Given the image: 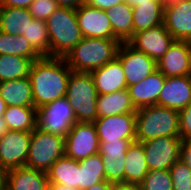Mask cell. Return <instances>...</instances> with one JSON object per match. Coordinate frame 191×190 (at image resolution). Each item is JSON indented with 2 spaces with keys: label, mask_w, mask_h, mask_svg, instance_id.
<instances>
[{
  "label": "cell",
  "mask_w": 191,
  "mask_h": 190,
  "mask_svg": "<svg viewBox=\"0 0 191 190\" xmlns=\"http://www.w3.org/2000/svg\"><path fill=\"white\" fill-rule=\"evenodd\" d=\"M71 72L62 57L41 56L33 61L29 78L34 107L39 109L43 105L65 97Z\"/></svg>",
  "instance_id": "obj_1"
},
{
  "label": "cell",
  "mask_w": 191,
  "mask_h": 190,
  "mask_svg": "<svg viewBox=\"0 0 191 190\" xmlns=\"http://www.w3.org/2000/svg\"><path fill=\"white\" fill-rule=\"evenodd\" d=\"M120 45L117 39L83 37L64 59L72 71L90 73L113 61Z\"/></svg>",
  "instance_id": "obj_2"
},
{
  "label": "cell",
  "mask_w": 191,
  "mask_h": 190,
  "mask_svg": "<svg viewBox=\"0 0 191 190\" xmlns=\"http://www.w3.org/2000/svg\"><path fill=\"white\" fill-rule=\"evenodd\" d=\"M158 137H180L179 111L159 105L136 111V141L145 142Z\"/></svg>",
  "instance_id": "obj_3"
},
{
  "label": "cell",
  "mask_w": 191,
  "mask_h": 190,
  "mask_svg": "<svg viewBox=\"0 0 191 190\" xmlns=\"http://www.w3.org/2000/svg\"><path fill=\"white\" fill-rule=\"evenodd\" d=\"M50 57L64 58L83 38L75 10L58 7L46 20Z\"/></svg>",
  "instance_id": "obj_4"
},
{
  "label": "cell",
  "mask_w": 191,
  "mask_h": 190,
  "mask_svg": "<svg viewBox=\"0 0 191 190\" xmlns=\"http://www.w3.org/2000/svg\"><path fill=\"white\" fill-rule=\"evenodd\" d=\"M98 95L90 73L71 72L65 97L73 108L77 122H94L97 119Z\"/></svg>",
  "instance_id": "obj_5"
},
{
  "label": "cell",
  "mask_w": 191,
  "mask_h": 190,
  "mask_svg": "<svg viewBox=\"0 0 191 190\" xmlns=\"http://www.w3.org/2000/svg\"><path fill=\"white\" fill-rule=\"evenodd\" d=\"M65 155V138L35 128L31 132L26 167L47 172L51 165Z\"/></svg>",
  "instance_id": "obj_6"
},
{
  "label": "cell",
  "mask_w": 191,
  "mask_h": 190,
  "mask_svg": "<svg viewBox=\"0 0 191 190\" xmlns=\"http://www.w3.org/2000/svg\"><path fill=\"white\" fill-rule=\"evenodd\" d=\"M77 122L73 108L66 97L43 105L37 109L36 128L63 138Z\"/></svg>",
  "instance_id": "obj_7"
},
{
  "label": "cell",
  "mask_w": 191,
  "mask_h": 190,
  "mask_svg": "<svg viewBox=\"0 0 191 190\" xmlns=\"http://www.w3.org/2000/svg\"><path fill=\"white\" fill-rule=\"evenodd\" d=\"M141 143L149 171L169 170L181 159L183 141L180 137H158Z\"/></svg>",
  "instance_id": "obj_8"
},
{
  "label": "cell",
  "mask_w": 191,
  "mask_h": 190,
  "mask_svg": "<svg viewBox=\"0 0 191 190\" xmlns=\"http://www.w3.org/2000/svg\"><path fill=\"white\" fill-rule=\"evenodd\" d=\"M99 139L93 122H76L65 138V155L81 161L99 153Z\"/></svg>",
  "instance_id": "obj_9"
},
{
  "label": "cell",
  "mask_w": 191,
  "mask_h": 190,
  "mask_svg": "<svg viewBox=\"0 0 191 190\" xmlns=\"http://www.w3.org/2000/svg\"><path fill=\"white\" fill-rule=\"evenodd\" d=\"M93 123L99 142L136 141V113L99 117Z\"/></svg>",
  "instance_id": "obj_10"
},
{
  "label": "cell",
  "mask_w": 191,
  "mask_h": 190,
  "mask_svg": "<svg viewBox=\"0 0 191 190\" xmlns=\"http://www.w3.org/2000/svg\"><path fill=\"white\" fill-rule=\"evenodd\" d=\"M117 58L122 63L127 87L137 84L157 70V61L135 50L128 43H121Z\"/></svg>",
  "instance_id": "obj_11"
},
{
  "label": "cell",
  "mask_w": 191,
  "mask_h": 190,
  "mask_svg": "<svg viewBox=\"0 0 191 190\" xmlns=\"http://www.w3.org/2000/svg\"><path fill=\"white\" fill-rule=\"evenodd\" d=\"M174 41L175 39L166 30L164 24H161L134 33L127 43L135 50L158 61Z\"/></svg>",
  "instance_id": "obj_12"
},
{
  "label": "cell",
  "mask_w": 191,
  "mask_h": 190,
  "mask_svg": "<svg viewBox=\"0 0 191 190\" xmlns=\"http://www.w3.org/2000/svg\"><path fill=\"white\" fill-rule=\"evenodd\" d=\"M31 132L11 131L0 138V164L8 171L26 166Z\"/></svg>",
  "instance_id": "obj_13"
},
{
  "label": "cell",
  "mask_w": 191,
  "mask_h": 190,
  "mask_svg": "<svg viewBox=\"0 0 191 190\" xmlns=\"http://www.w3.org/2000/svg\"><path fill=\"white\" fill-rule=\"evenodd\" d=\"M135 141L99 142V154L105 171V180L125 185L126 150Z\"/></svg>",
  "instance_id": "obj_14"
},
{
  "label": "cell",
  "mask_w": 191,
  "mask_h": 190,
  "mask_svg": "<svg viewBox=\"0 0 191 190\" xmlns=\"http://www.w3.org/2000/svg\"><path fill=\"white\" fill-rule=\"evenodd\" d=\"M81 34L86 38L116 39L104 10L82 3L75 9Z\"/></svg>",
  "instance_id": "obj_15"
},
{
  "label": "cell",
  "mask_w": 191,
  "mask_h": 190,
  "mask_svg": "<svg viewBox=\"0 0 191 190\" xmlns=\"http://www.w3.org/2000/svg\"><path fill=\"white\" fill-rule=\"evenodd\" d=\"M157 69L165 77L191 75V42L175 40L157 61Z\"/></svg>",
  "instance_id": "obj_16"
},
{
  "label": "cell",
  "mask_w": 191,
  "mask_h": 190,
  "mask_svg": "<svg viewBox=\"0 0 191 190\" xmlns=\"http://www.w3.org/2000/svg\"><path fill=\"white\" fill-rule=\"evenodd\" d=\"M163 24L175 40L191 42V0L164 5Z\"/></svg>",
  "instance_id": "obj_17"
},
{
  "label": "cell",
  "mask_w": 191,
  "mask_h": 190,
  "mask_svg": "<svg viewBox=\"0 0 191 190\" xmlns=\"http://www.w3.org/2000/svg\"><path fill=\"white\" fill-rule=\"evenodd\" d=\"M191 103V75L166 77L157 105L181 111Z\"/></svg>",
  "instance_id": "obj_18"
},
{
  "label": "cell",
  "mask_w": 191,
  "mask_h": 190,
  "mask_svg": "<svg viewBox=\"0 0 191 190\" xmlns=\"http://www.w3.org/2000/svg\"><path fill=\"white\" fill-rule=\"evenodd\" d=\"M165 76L157 69L137 84L127 87L133 106L137 109L157 105Z\"/></svg>",
  "instance_id": "obj_19"
},
{
  "label": "cell",
  "mask_w": 191,
  "mask_h": 190,
  "mask_svg": "<svg viewBox=\"0 0 191 190\" xmlns=\"http://www.w3.org/2000/svg\"><path fill=\"white\" fill-rule=\"evenodd\" d=\"M90 74L99 95L127 89L122 63L117 57L104 66L91 71Z\"/></svg>",
  "instance_id": "obj_20"
},
{
  "label": "cell",
  "mask_w": 191,
  "mask_h": 190,
  "mask_svg": "<svg viewBox=\"0 0 191 190\" xmlns=\"http://www.w3.org/2000/svg\"><path fill=\"white\" fill-rule=\"evenodd\" d=\"M47 172L29 167L7 171L6 190H48Z\"/></svg>",
  "instance_id": "obj_21"
},
{
  "label": "cell",
  "mask_w": 191,
  "mask_h": 190,
  "mask_svg": "<svg viewBox=\"0 0 191 190\" xmlns=\"http://www.w3.org/2000/svg\"><path fill=\"white\" fill-rule=\"evenodd\" d=\"M0 97L7 106L34 107L33 92L29 76L0 82Z\"/></svg>",
  "instance_id": "obj_22"
},
{
  "label": "cell",
  "mask_w": 191,
  "mask_h": 190,
  "mask_svg": "<svg viewBox=\"0 0 191 190\" xmlns=\"http://www.w3.org/2000/svg\"><path fill=\"white\" fill-rule=\"evenodd\" d=\"M125 159V185L138 186L149 172L143 144L132 142L126 150Z\"/></svg>",
  "instance_id": "obj_23"
},
{
  "label": "cell",
  "mask_w": 191,
  "mask_h": 190,
  "mask_svg": "<svg viewBox=\"0 0 191 190\" xmlns=\"http://www.w3.org/2000/svg\"><path fill=\"white\" fill-rule=\"evenodd\" d=\"M127 89L109 94L98 95L97 118L121 115L125 113H136Z\"/></svg>",
  "instance_id": "obj_24"
},
{
  "label": "cell",
  "mask_w": 191,
  "mask_h": 190,
  "mask_svg": "<svg viewBox=\"0 0 191 190\" xmlns=\"http://www.w3.org/2000/svg\"><path fill=\"white\" fill-rule=\"evenodd\" d=\"M112 27L113 36L127 43L133 36V9L125 1L105 11Z\"/></svg>",
  "instance_id": "obj_25"
},
{
  "label": "cell",
  "mask_w": 191,
  "mask_h": 190,
  "mask_svg": "<svg viewBox=\"0 0 191 190\" xmlns=\"http://www.w3.org/2000/svg\"><path fill=\"white\" fill-rule=\"evenodd\" d=\"M133 9V34L163 24L164 4L161 0L141 3Z\"/></svg>",
  "instance_id": "obj_26"
},
{
  "label": "cell",
  "mask_w": 191,
  "mask_h": 190,
  "mask_svg": "<svg viewBox=\"0 0 191 190\" xmlns=\"http://www.w3.org/2000/svg\"><path fill=\"white\" fill-rule=\"evenodd\" d=\"M79 171V161L64 155L57 159L47 171L49 183L79 189Z\"/></svg>",
  "instance_id": "obj_27"
},
{
  "label": "cell",
  "mask_w": 191,
  "mask_h": 190,
  "mask_svg": "<svg viewBox=\"0 0 191 190\" xmlns=\"http://www.w3.org/2000/svg\"><path fill=\"white\" fill-rule=\"evenodd\" d=\"M33 19L29 8L2 7L0 31L11 35H23Z\"/></svg>",
  "instance_id": "obj_28"
},
{
  "label": "cell",
  "mask_w": 191,
  "mask_h": 190,
  "mask_svg": "<svg viewBox=\"0 0 191 190\" xmlns=\"http://www.w3.org/2000/svg\"><path fill=\"white\" fill-rule=\"evenodd\" d=\"M3 118L11 131L32 132L36 128L35 107L7 106Z\"/></svg>",
  "instance_id": "obj_29"
},
{
  "label": "cell",
  "mask_w": 191,
  "mask_h": 190,
  "mask_svg": "<svg viewBox=\"0 0 191 190\" xmlns=\"http://www.w3.org/2000/svg\"><path fill=\"white\" fill-rule=\"evenodd\" d=\"M79 190H85L105 180L102 156L97 153L79 161Z\"/></svg>",
  "instance_id": "obj_30"
},
{
  "label": "cell",
  "mask_w": 191,
  "mask_h": 190,
  "mask_svg": "<svg viewBox=\"0 0 191 190\" xmlns=\"http://www.w3.org/2000/svg\"><path fill=\"white\" fill-rule=\"evenodd\" d=\"M33 61L32 58L16 55H0V82L29 76Z\"/></svg>",
  "instance_id": "obj_31"
},
{
  "label": "cell",
  "mask_w": 191,
  "mask_h": 190,
  "mask_svg": "<svg viewBox=\"0 0 191 190\" xmlns=\"http://www.w3.org/2000/svg\"><path fill=\"white\" fill-rule=\"evenodd\" d=\"M0 55H16L32 58L34 61L41 57L23 35H11L2 31H0Z\"/></svg>",
  "instance_id": "obj_32"
},
{
  "label": "cell",
  "mask_w": 191,
  "mask_h": 190,
  "mask_svg": "<svg viewBox=\"0 0 191 190\" xmlns=\"http://www.w3.org/2000/svg\"><path fill=\"white\" fill-rule=\"evenodd\" d=\"M23 37L40 56H50V41L46 21L33 19Z\"/></svg>",
  "instance_id": "obj_33"
},
{
  "label": "cell",
  "mask_w": 191,
  "mask_h": 190,
  "mask_svg": "<svg viewBox=\"0 0 191 190\" xmlns=\"http://www.w3.org/2000/svg\"><path fill=\"white\" fill-rule=\"evenodd\" d=\"M139 190H173L170 170H150L138 185Z\"/></svg>",
  "instance_id": "obj_34"
},
{
  "label": "cell",
  "mask_w": 191,
  "mask_h": 190,
  "mask_svg": "<svg viewBox=\"0 0 191 190\" xmlns=\"http://www.w3.org/2000/svg\"><path fill=\"white\" fill-rule=\"evenodd\" d=\"M173 190H191V169L179 159L169 169Z\"/></svg>",
  "instance_id": "obj_35"
},
{
  "label": "cell",
  "mask_w": 191,
  "mask_h": 190,
  "mask_svg": "<svg viewBox=\"0 0 191 190\" xmlns=\"http://www.w3.org/2000/svg\"><path fill=\"white\" fill-rule=\"evenodd\" d=\"M58 7L56 0H35L29 10L34 19L46 21Z\"/></svg>",
  "instance_id": "obj_36"
},
{
  "label": "cell",
  "mask_w": 191,
  "mask_h": 190,
  "mask_svg": "<svg viewBox=\"0 0 191 190\" xmlns=\"http://www.w3.org/2000/svg\"><path fill=\"white\" fill-rule=\"evenodd\" d=\"M179 132L182 141L191 139V103L179 111Z\"/></svg>",
  "instance_id": "obj_37"
},
{
  "label": "cell",
  "mask_w": 191,
  "mask_h": 190,
  "mask_svg": "<svg viewBox=\"0 0 191 190\" xmlns=\"http://www.w3.org/2000/svg\"><path fill=\"white\" fill-rule=\"evenodd\" d=\"M124 1L125 0H84V3L91 7L106 11L117 4L123 3Z\"/></svg>",
  "instance_id": "obj_38"
},
{
  "label": "cell",
  "mask_w": 191,
  "mask_h": 190,
  "mask_svg": "<svg viewBox=\"0 0 191 190\" xmlns=\"http://www.w3.org/2000/svg\"><path fill=\"white\" fill-rule=\"evenodd\" d=\"M35 0H0L2 7L29 8Z\"/></svg>",
  "instance_id": "obj_39"
},
{
  "label": "cell",
  "mask_w": 191,
  "mask_h": 190,
  "mask_svg": "<svg viewBox=\"0 0 191 190\" xmlns=\"http://www.w3.org/2000/svg\"><path fill=\"white\" fill-rule=\"evenodd\" d=\"M181 159L191 169V139L183 141Z\"/></svg>",
  "instance_id": "obj_40"
},
{
  "label": "cell",
  "mask_w": 191,
  "mask_h": 190,
  "mask_svg": "<svg viewBox=\"0 0 191 190\" xmlns=\"http://www.w3.org/2000/svg\"><path fill=\"white\" fill-rule=\"evenodd\" d=\"M59 7L75 10L84 0H56Z\"/></svg>",
  "instance_id": "obj_41"
},
{
  "label": "cell",
  "mask_w": 191,
  "mask_h": 190,
  "mask_svg": "<svg viewBox=\"0 0 191 190\" xmlns=\"http://www.w3.org/2000/svg\"><path fill=\"white\" fill-rule=\"evenodd\" d=\"M115 184L112 183V182H109V181H102L100 183H97L85 190H112V187L114 186Z\"/></svg>",
  "instance_id": "obj_42"
},
{
  "label": "cell",
  "mask_w": 191,
  "mask_h": 190,
  "mask_svg": "<svg viewBox=\"0 0 191 190\" xmlns=\"http://www.w3.org/2000/svg\"><path fill=\"white\" fill-rule=\"evenodd\" d=\"M7 170L0 164V190H6Z\"/></svg>",
  "instance_id": "obj_43"
},
{
  "label": "cell",
  "mask_w": 191,
  "mask_h": 190,
  "mask_svg": "<svg viewBox=\"0 0 191 190\" xmlns=\"http://www.w3.org/2000/svg\"><path fill=\"white\" fill-rule=\"evenodd\" d=\"M48 190H79L78 188H71L66 185L57 184V183H49Z\"/></svg>",
  "instance_id": "obj_44"
},
{
  "label": "cell",
  "mask_w": 191,
  "mask_h": 190,
  "mask_svg": "<svg viewBox=\"0 0 191 190\" xmlns=\"http://www.w3.org/2000/svg\"><path fill=\"white\" fill-rule=\"evenodd\" d=\"M9 131L8 125L3 116H0V138L4 137Z\"/></svg>",
  "instance_id": "obj_45"
},
{
  "label": "cell",
  "mask_w": 191,
  "mask_h": 190,
  "mask_svg": "<svg viewBox=\"0 0 191 190\" xmlns=\"http://www.w3.org/2000/svg\"><path fill=\"white\" fill-rule=\"evenodd\" d=\"M112 190H139V189L138 186L134 185L115 184L112 187Z\"/></svg>",
  "instance_id": "obj_46"
},
{
  "label": "cell",
  "mask_w": 191,
  "mask_h": 190,
  "mask_svg": "<svg viewBox=\"0 0 191 190\" xmlns=\"http://www.w3.org/2000/svg\"><path fill=\"white\" fill-rule=\"evenodd\" d=\"M125 2L133 8L141 3H151V0H125Z\"/></svg>",
  "instance_id": "obj_47"
},
{
  "label": "cell",
  "mask_w": 191,
  "mask_h": 190,
  "mask_svg": "<svg viewBox=\"0 0 191 190\" xmlns=\"http://www.w3.org/2000/svg\"><path fill=\"white\" fill-rule=\"evenodd\" d=\"M7 108L6 103L4 102V100L0 97V116H3L5 110Z\"/></svg>",
  "instance_id": "obj_48"
},
{
  "label": "cell",
  "mask_w": 191,
  "mask_h": 190,
  "mask_svg": "<svg viewBox=\"0 0 191 190\" xmlns=\"http://www.w3.org/2000/svg\"><path fill=\"white\" fill-rule=\"evenodd\" d=\"M163 2L164 5L169 4V3H175L181 0H161Z\"/></svg>",
  "instance_id": "obj_49"
},
{
  "label": "cell",
  "mask_w": 191,
  "mask_h": 190,
  "mask_svg": "<svg viewBox=\"0 0 191 190\" xmlns=\"http://www.w3.org/2000/svg\"><path fill=\"white\" fill-rule=\"evenodd\" d=\"M1 10H2V4H1V2H0V15H1Z\"/></svg>",
  "instance_id": "obj_50"
}]
</instances>
